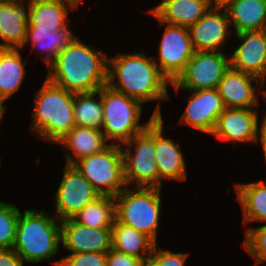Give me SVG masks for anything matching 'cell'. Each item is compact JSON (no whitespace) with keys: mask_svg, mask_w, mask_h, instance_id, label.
I'll return each instance as SVG.
<instances>
[{"mask_svg":"<svg viewBox=\"0 0 266 266\" xmlns=\"http://www.w3.org/2000/svg\"><path fill=\"white\" fill-rule=\"evenodd\" d=\"M225 9L235 34L266 30V0H233Z\"/></svg>","mask_w":266,"mask_h":266,"instance_id":"23","label":"cell"},{"mask_svg":"<svg viewBox=\"0 0 266 266\" xmlns=\"http://www.w3.org/2000/svg\"><path fill=\"white\" fill-rule=\"evenodd\" d=\"M75 222L93 228H111L116 219L114 196L100 195L80 210L73 218Z\"/></svg>","mask_w":266,"mask_h":266,"instance_id":"27","label":"cell"},{"mask_svg":"<svg viewBox=\"0 0 266 266\" xmlns=\"http://www.w3.org/2000/svg\"><path fill=\"white\" fill-rule=\"evenodd\" d=\"M168 82L156 61L143 52L119 53L108 59L107 85L142 104L168 100Z\"/></svg>","mask_w":266,"mask_h":266,"instance_id":"2","label":"cell"},{"mask_svg":"<svg viewBox=\"0 0 266 266\" xmlns=\"http://www.w3.org/2000/svg\"><path fill=\"white\" fill-rule=\"evenodd\" d=\"M217 89L192 91L181 122L200 132L212 134L219 115L225 110Z\"/></svg>","mask_w":266,"mask_h":266,"instance_id":"12","label":"cell"},{"mask_svg":"<svg viewBox=\"0 0 266 266\" xmlns=\"http://www.w3.org/2000/svg\"><path fill=\"white\" fill-rule=\"evenodd\" d=\"M61 221L44 210L26 209L19 214L13 250L28 263L53 258L61 242ZM59 224V225H58Z\"/></svg>","mask_w":266,"mask_h":266,"instance_id":"3","label":"cell"},{"mask_svg":"<svg viewBox=\"0 0 266 266\" xmlns=\"http://www.w3.org/2000/svg\"><path fill=\"white\" fill-rule=\"evenodd\" d=\"M106 266H146V264L138 257L111 248L106 253Z\"/></svg>","mask_w":266,"mask_h":266,"instance_id":"34","label":"cell"},{"mask_svg":"<svg viewBox=\"0 0 266 266\" xmlns=\"http://www.w3.org/2000/svg\"><path fill=\"white\" fill-rule=\"evenodd\" d=\"M111 237L114 250L138 257L147 264L155 246L147 235L115 219L111 227Z\"/></svg>","mask_w":266,"mask_h":266,"instance_id":"24","label":"cell"},{"mask_svg":"<svg viewBox=\"0 0 266 266\" xmlns=\"http://www.w3.org/2000/svg\"><path fill=\"white\" fill-rule=\"evenodd\" d=\"M230 67V55L221 51H195L184 71L171 83L179 89L196 91L217 89L224 73Z\"/></svg>","mask_w":266,"mask_h":266,"instance_id":"9","label":"cell"},{"mask_svg":"<svg viewBox=\"0 0 266 266\" xmlns=\"http://www.w3.org/2000/svg\"><path fill=\"white\" fill-rule=\"evenodd\" d=\"M75 36L71 31L66 29H60L53 32L48 31H27L26 38L24 41V46L29 41L32 42V50L35 48H40L44 50L45 53L48 52L45 57H43L44 62L48 66L58 53L61 52L66 46H68Z\"/></svg>","mask_w":266,"mask_h":266,"instance_id":"29","label":"cell"},{"mask_svg":"<svg viewBox=\"0 0 266 266\" xmlns=\"http://www.w3.org/2000/svg\"><path fill=\"white\" fill-rule=\"evenodd\" d=\"M233 0H208L210 8L225 9Z\"/></svg>","mask_w":266,"mask_h":266,"instance_id":"37","label":"cell"},{"mask_svg":"<svg viewBox=\"0 0 266 266\" xmlns=\"http://www.w3.org/2000/svg\"><path fill=\"white\" fill-rule=\"evenodd\" d=\"M56 266H106V253L83 252L53 262Z\"/></svg>","mask_w":266,"mask_h":266,"instance_id":"32","label":"cell"},{"mask_svg":"<svg viewBox=\"0 0 266 266\" xmlns=\"http://www.w3.org/2000/svg\"><path fill=\"white\" fill-rule=\"evenodd\" d=\"M160 188L125 187L115 196L116 219L147 235L157 244L161 212Z\"/></svg>","mask_w":266,"mask_h":266,"instance_id":"6","label":"cell"},{"mask_svg":"<svg viewBox=\"0 0 266 266\" xmlns=\"http://www.w3.org/2000/svg\"><path fill=\"white\" fill-rule=\"evenodd\" d=\"M19 49L0 48V96L10 98L20 88L26 70Z\"/></svg>","mask_w":266,"mask_h":266,"instance_id":"26","label":"cell"},{"mask_svg":"<svg viewBox=\"0 0 266 266\" xmlns=\"http://www.w3.org/2000/svg\"><path fill=\"white\" fill-rule=\"evenodd\" d=\"M60 225L62 246L71 254L107 253L112 248L111 228L88 227L73 219L63 220Z\"/></svg>","mask_w":266,"mask_h":266,"instance_id":"15","label":"cell"},{"mask_svg":"<svg viewBox=\"0 0 266 266\" xmlns=\"http://www.w3.org/2000/svg\"><path fill=\"white\" fill-rule=\"evenodd\" d=\"M158 21L160 25H166V28L158 48L159 64L155 61L160 72L173 83L184 71L195 50L187 27Z\"/></svg>","mask_w":266,"mask_h":266,"instance_id":"10","label":"cell"},{"mask_svg":"<svg viewBox=\"0 0 266 266\" xmlns=\"http://www.w3.org/2000/svg\"><path fill=\"white\" fill-rule=\"evenodd\" d=\"M263 98H266V89H264V97Z\"/></svg>","mask_w":266,"mask_h":266,"instance_id":"40","label":"cell"},{"mask_svg":"<svg viewBox=\"0 0 266 266\" xmlns=\"http://www.w3.org/2000/svg\"><path fill=\"white\" fill-rule=\"evenodd\" d=\"M73 166L100 195L116 196L125 187L121 146L110 144L103 151L76 161Z\"/></svg>","mask_w":266,"mask_h":266,"instance_id":"7","label":"cell"},{"mask_svg":"<svg viewBox=\"0 0 266 266\" xmlns=\"http://www.w3.org/2000/svg\"><path fill=\"white\" fill-rule=\"evenodd\" d=\"M102 104L103 124L101 130L106 141L111 140L110 144L112 145H123L131 137L144 131L156 117H162L158 103L148 122L141 125L139 121L143 109L142 103L116 91L107 84L102 87Z\"/></svg>","mask_w":266,"mask_h":266,"instance_id":"5","label":"cell"},{"mask_svg":"<svg viewBox=\"0 0 266 266\" xmlns=\"http://www.w3.org/2000/svg\"><path fill=\"white\" fill-rule=\"evenodd\" d=\"M5 100L6 99H4L3 97L0 96V125H1V120L3 118V115L5 113V110H6V106L3 105V102Z\"/></svg>","mask_w":266,"mask_h":266,"instance_id":"38","label":"cell"},{"mask_svg":"<svg viewBox=\"0 0 266 266\" xmlns=\"http://www.w3.org/2000/svg\"><path fill=\"white\" fill-rule=\"evenodd\" d=\"M243 247L255 259L256 266L266 261V223L245 231Z\"/></svg>","mask_w":266,"mask_h":266,"instance_id":"31","label":"cell"},{"mask_svg":"<svg viewBox=\"0 0 266 266\" xmlns=\"http://www.w3.org/2000/svg\"><path fill=\"white\" fill-rule=\"evenodd\" d=\"M31 131L39 138L57 143L74 126V93L45 79L36 91Z\"/></svg>","mask_w":266,"mask_h":266,"instance_id":"4","label":"cell"},{"mask_svg":"<svg viewBox=\"0 0 266 266\" xmlns=\"http://www.w3.org/2000/svg\"><path fill=\"white\" fill-rule=\"evenodd\" d=\"M11 1H19V2H23V3H25L26 2V0H11ZM31 0H29L28 2H30Z\"/></svg>","mask_w":266,"mask_h":266,"instance_id":"39","label":"cell"},{"mask_svg":"<svg viewBox=\"0 0 266 266\" xmlns=\"http://www.w3.org/2000/svg\"><path fill=\"white\" fill-rule=\"evenodd\" d=\"M63 147L69 148L74 154L65 152L66 163L73 165L79 159L97 154L110 144L106 141L102 130L74 126L62 139L57 142Z\"/></svg>","mask_w":266,"mask_h":266,"instance_id":"22","label":"cell"},{"mask_svg":"<svg viewBox=\"0 0 266 266\" xmlns=\"http://www.w3.org/2000/svg\"><path fill=\"white\" fill-rule=\"evenodd\" d=\"M226 9L210 8L190 26L189 33L195 51H221L226 38L232 33Z\"/></svg>","mask_w":266,"mask_h":266,"instance_id":"14","label":"cell"},{"mask_svg":"<svg viewBox=\"0 0 266 266\" xmlns=\"http://www.w3.org/2000/svg\"><path fill=\"white\" fill-rule=\"evenodd\" d=\"M242 43L230 56V67L266 82V30L235 34Z\"/></svg>","mask_w":266,"mask_h":266,"instance_id":"13","label":"cell"},{"mask_svg":"<svg viewBox=\"0 0 266 266\" xmlns=\"http://www.w3.org/2000/svg\"><path fill=\"white\" fill-rule=\"evenodd\" d=\"M99 196L75 166L65 164L63 178L55 195V216L60 221L72 219Z\"/></svg>","mask_w":266,"mask_h":266,"instance_id":"11","label":"cell"},{"mask_svg":"<svg viewBox=\"0 0 266 266\" xmlns=\"http://www.w3.org/2000/svg\"><path fill=\"white\" fill-rule=\"evenodd\" d=\"M78 0H31L28 8L27 31H57L68 27L69 9L78 8Z\"/></svg>","mask_w":266,"mask_h":266,"instance_id":"19","label":"cell"},{"mask_svg":"<svg viewBox=\"0 0 266 266\" xmlns=\"http://www.w3.org/2000/svg\"><path fill=\"white\" fill-rule=\"evenodd\" d=\"M163 117L154 119V151L159 174V188L163 179L184 181L187 178L186 164L180 146L163 135Z\"/></svg>","mask_w":266,"mask_h":266,"instance_id":"18","label":"cell"},{"mask_svg":"<svg viewBox=\"0 0 266 266\" xmlns=\"http://www.w3.org/2000/svg\"><path fill=\"white\" fill-rule=\"evenodd\" d=\"M188 255L157 248L155 244L146 266H184Z\"/></svg>","mask_w":266,"mask_h":266,"instance_id":"33","label":"cell"},{"mask_svg":"<svg viewBox=\"0 0 266 266\" xmlns=\"http://www.w3.org/2000/svg\"><path fill=\"white\" fill-rule=\"evenodd\" d=\"M74 121L78 127L102 129V87L96 92L74 94Z\"/></svg>","mask_w":266,"mask_h":266,"instance_id":"28","label":"cell"},{"mask_svg":"<svg viewBox=\"0 0 266 266\" xmlns=\"http://www.w3.org/2000/svg\"><path fill=\"white\" fill-rule=\"evenodd\" d=\"M252 81L256 82L259 87L260 85L263 87L258 93H261L262 96H264L265 83L261 79L229 67L217 87L218 93L223 99L225 107L245 109L257 108L259 102Z\"/></svg>","mask_w":266,"mask_h":266,"instance_id":"17","label":"cell"},{"mask_svg":"<svg viewBox=\"0 0 266 266\" xmlns=\"http://www.w3.org/2000/svg\"><path fill=\"white\" fill-rule=\"evenodd\" d=\"M19 214L15 205L0 202V249L13 248Z\"/></svg>","mask_w":266,"mask_h":266,"instance_id":"30","label":"cell"},{"mask_svg":"<svg viewBox=\"0 0 266 266\" xmlns=\"http://www.w3.org/2000/svg\"><path fill=\"white\" fill-rule=\"evenodd\" d=\"M28 25L25 3L0 0V48H24Z\"/></svg>","mask_w":266,"mask_h":266,"instance_id":"20","label":"cell"},{"mask_svg":"<svg viewBox=\"0 0 266 266\" xmlns=\"http://www.w3.org/2000/svg\"><path fill=\"white\" fill-rule=\"evenodd\" d=\"M23 259L13 249H0V266H23Z\"/></svg>","mask_w":266,"mask_h":266,"instance_id":"35","label":"cell"},{"mask_svg":"<svg viewBox=\"0 0 266 266\" xmlns=\"http://www.w3.org/2000/svg\"><path fill=\"white\" fill-rule=\"evenodd\" d=\"M258 120V111L255 109L225 108L211 135L242 144L257 143Z\"/></svg>","mask_w":266,"mask_h":266,"instance_id":"16","label":"cell"},{"mask_svg":"<svg viewBox=\"0 0 266 266\" xmlns=\"http://www.w3.org/2000/svg\"><path fill=\"white\" fill-rule=\"evenodd\" d=\"M259 128H260V131H259ZM257 133H260L259 138L262 144L263 153H264L265 161H266V115H264V117L262 118L261 126L258 127Z\"/></svg>","mask_w":266,"mask_h":266,"instance_id":"36","label":"cell"},{"mask_svg":"<svg viewBox=\"0 0 266 266\" xmlns=\"http://www.w3.org/2000/svg\"><path fill=\"white\" fill-rule=\"evenodd\" d=\"M121 146L126 186L136 182L137 187L159 188V174L154 151V120L141 133ZM123 146V147H122ZM134 146L135 154H132Z\"/></svg>","mask_w":266,"mask_h":266,"instance_id":"8","label":"cell"},{"mask_svg":"<svg viewBox=\"0 0 266 266\" xmlns=\"http://www.w3.org/2000/svg\"><path fill=\"white\" fill-rule=\"evenodd\" d=\"M209 9L208 0H163L149 13L164 23L189 28Z\"/></svg>","mask_w":266,"mask_h":266,"instance_id":"21","label":"cell"},{"mask_svg":"<svg viewBox=\"0 0 266 266\" xmlns=\"http://www.w3.org/2000/svg\"><path fill=\"white\" fill-rule=\"evenodd\" d=\"M235 190L243 211V222L266 223V181L238 183L235 185Z\"/></svg>","mask_w":266,"mask_h":266,"instance_id":"25","label":"cell"},{"mask_svg":"<svg viewBox=\"0 0 266 266\" xmlns=\"http://www.w3.org/2000/svg\"><path fill=\"white\" fill-rule=\"evenodd\" d=\"M47 67L46 79L74 94L96 92L108 81V57L77 37Z\"/></svg>","mask_w":266,"mask_h":266,"instance_id":"1","label":"cell"}]
</instances>
